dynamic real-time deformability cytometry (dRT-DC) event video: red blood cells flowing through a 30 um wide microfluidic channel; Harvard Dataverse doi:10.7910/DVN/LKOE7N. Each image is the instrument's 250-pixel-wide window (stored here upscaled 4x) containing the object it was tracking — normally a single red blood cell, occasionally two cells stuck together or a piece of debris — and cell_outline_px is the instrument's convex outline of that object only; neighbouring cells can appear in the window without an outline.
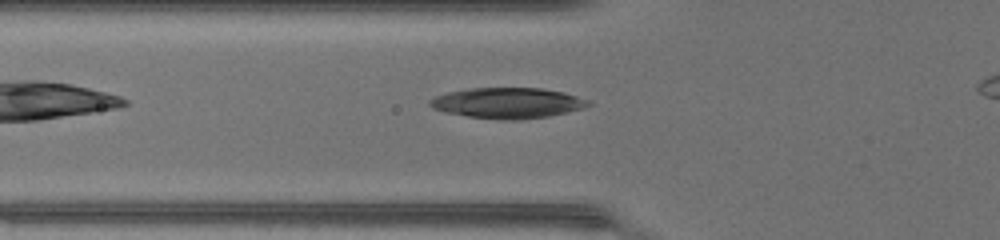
{"species": "common noctule bat (a hibernating species)", "species_latin": "Nyctalus noctula", "temperature_condition": "warm", "stored_images_in_passage": 30, "camera_frame_rate_fps": 3000, "um_per_image_px": 0.085, "animal": {"sex": "female", "body_mass_g": 17.0, "forearm_length_mm": 48.0}, "frame": {"image": 1, "passage_image": 4, "time_ms": 1.0, "image_size_px": [1000, 240], "cell_outline_px": [[592, 104], [584, 108], [568, 112], [548, 116], [516, 120], [500, 120], [468, 116], [448, 112], [432, 108], [428, 104], [428, 100], [436, 96], [448, 92], [468, 88], [544, 88], [564, 92], [588, 100]], "centroid_in_image_um": [43.16, 8.75], "position_along_channel_um": 82.6, "area_um2": 28.26}}
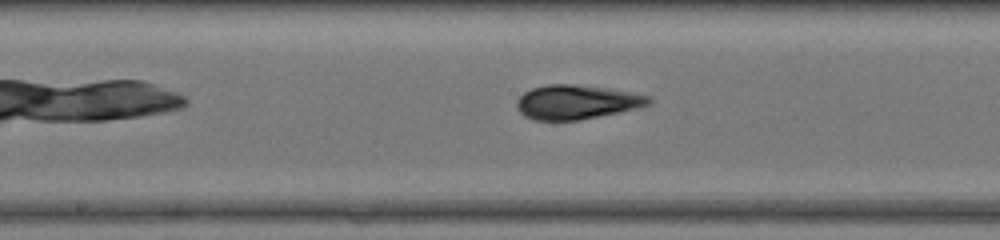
{"frame": {"image": 2, "passage_image": 12, "time_ms": 3.667, "image_size_px": [1000, 240], "cell_outline_px": [[652, 104], [640, 108], [576, 120], [532, 120], [524, 116], [516, 108], [516, 100], [524, 92], [532, 88], [548, 84], [572, 84], [608, 88], [652, 96]], "centroid_in_image_um": [49.02, 8.67], "position_along_channel_um": 199.2, "area_um2": 26.47}}
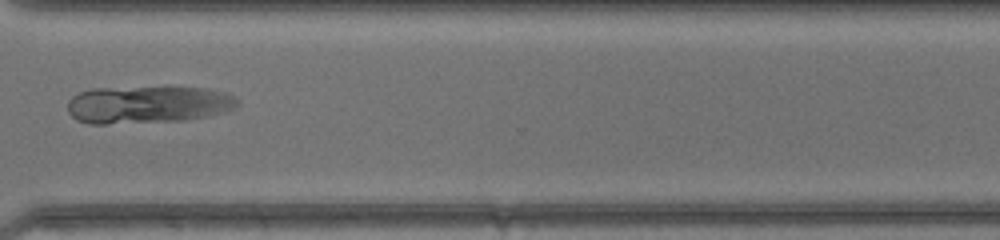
{"frame": {"image": 3, "passage_image": 23, "time_ms": 7.333, "image_size_px": [1000, 240], "cell_outline_px": [[240, 104], [236, 108], [224, 112], [208, 116], [184, 120], [108, 124], [88, 124], [76, 120], [68, 112], [68, 100], [72, 96], [80, 92], [92, 88], [208, 88], [224, 92], [232, 96]], "centroid_in_image_um": [12.53, 8.9], "position_along_channel_um": 358.1, "area_um2": 36.99}}